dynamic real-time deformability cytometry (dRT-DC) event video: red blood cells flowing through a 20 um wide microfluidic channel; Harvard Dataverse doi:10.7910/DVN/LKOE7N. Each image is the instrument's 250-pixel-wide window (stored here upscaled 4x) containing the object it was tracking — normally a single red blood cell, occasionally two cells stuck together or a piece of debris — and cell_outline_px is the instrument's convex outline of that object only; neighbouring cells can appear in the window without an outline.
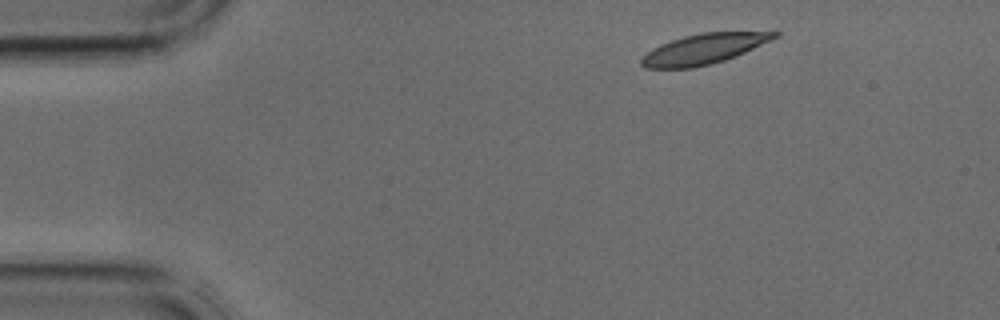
{"species": "common noctule bat (a hibernating species)", "species_latin": "Nyctalus noctula", "temperature_condition": "cold", "stored_images_in_passage": 3, "camera_frame_rate_fps": 3000, "um_per_image_px": 0.085, "animal": {"sex": "male", "body_mass_g": 17.9, "forearm_length_mm": 54.2}, "frame": {"image": 1, "passage_image": 1, "time_ms": 0.0, "image_size_px": [1000, 320], "cell_outline_px": [[780, 36], [744, 52], [724, 60], [692, 68], [644, 68], [640, 64], [640, 60], [652, 48], [672, 40], [684, 36], [700, 32], [780, 32]], "centroid_in_image_um": [59.8, 4.16], "position_along_channel_um": 25.2, "area_um2": 23.06}}
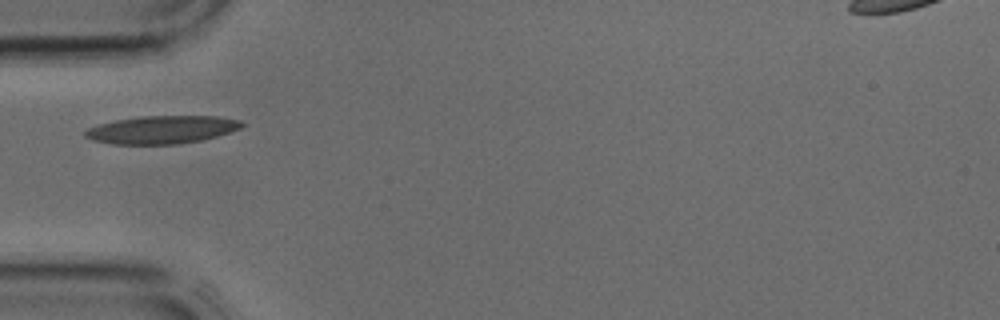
{"frame": {"image": 2, "passage_image": 3, "time_ms": 0.667, "image_size_px": [1000, 320], "cell_outline_px": [[244, 124], [240, 128], [216, 136], [200, 140], [180, 144], [112, 144], [92, 140], [84, 136], [84, 132], [88, 128], [100, 124], [116, 120], [140, 116], [216, 116], [240, 120]], "centroid_in_image_um": [13.73, 11.02], "position_along_channel_um": 71.3, "area_um2": 25.32}}